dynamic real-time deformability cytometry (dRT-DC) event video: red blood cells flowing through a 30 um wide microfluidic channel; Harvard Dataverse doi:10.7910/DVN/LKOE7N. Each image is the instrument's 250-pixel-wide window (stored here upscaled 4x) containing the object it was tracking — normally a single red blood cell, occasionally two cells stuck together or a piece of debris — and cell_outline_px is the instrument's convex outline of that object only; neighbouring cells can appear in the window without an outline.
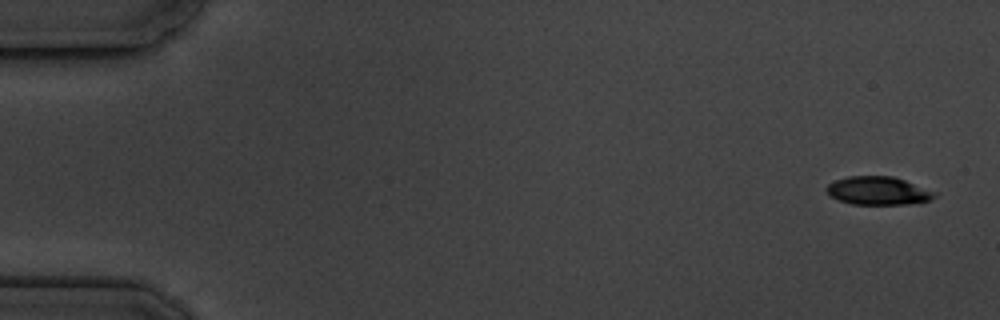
{"species": "common noctule bat (a hibernating species)", "species_latin": "Nyctalus noctula", "temperature_condition": "cold", "stored_images_in_passage": 7, "camera_frame_rate_fps": 3000, "um_per_image_px": 0.085, "animal": {"sex": "male", "body_mass_g": 19.5, "forearm_length_mm": 54.6}, "frame": {"image": 1, "passage_image": 1, "time_ms": 0.0, "image_size_px": [1000, 320], "cell_outline_px": [[940, 192], [936, 196], [920, 204], [852, 204], [840, 200], [832, 196], [824, 188], [828, 184], [836, 180], [848, 176], [892, 176]], "centroid_in_image_um": [74.71, 16.21], "position_along_channel_um": 10.3, "area_um2": 17.92}}
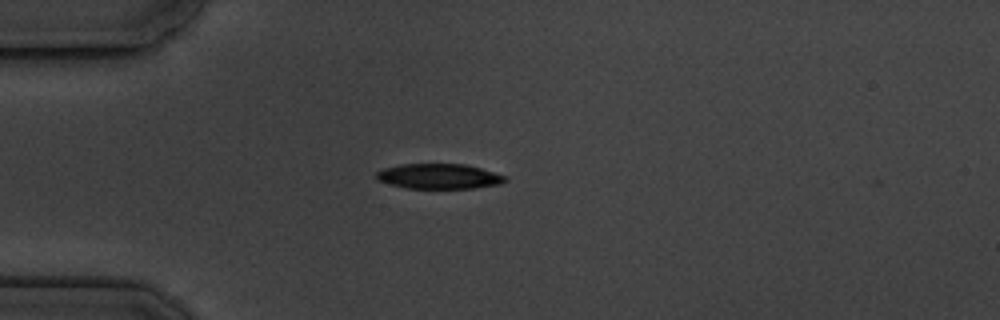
{"frame": {"image": 2, "passage_image": 5, "time_ms": 4.333, "image_size_px": [1000, 320], "cell_outline_px": [[508, 180], [500, 184], [476, 188], [404, 188], [380, 180], [376, 176], [376, 172], [384, 168], [400, 164], [464, 164], [480, 168], [508, 176]], "centroid_in_image_um": [37.37, 14.98], "position_along_channel_um": 47.6, "area_um2": 18.79}}
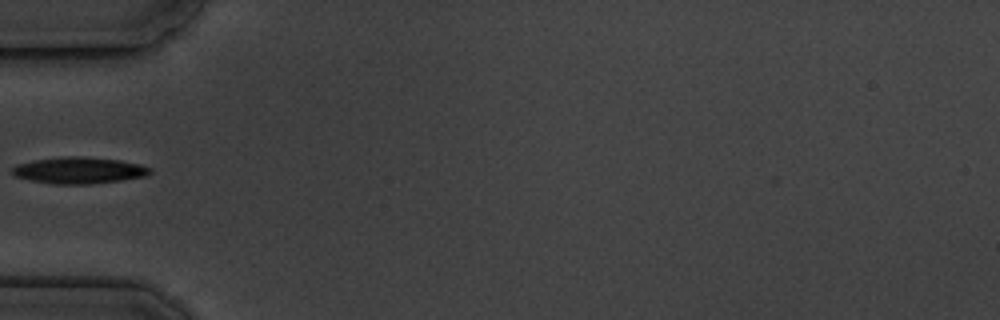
{"frame": {"image": 3, "passage_image": 6, "time_ms": 5.667, "image_size_px": [1000, 320], "cell_outline_px": [[152, 172], [148, 176], [92, 184], [52, 184], [28, 180], [16, 176], [12, 172], [12, 168], [16, 164], [36, 160], [64, 156], [80, 156], [120, 160], [140, 164], [152, 168]], "centroid_in_image_um": [6.74, 14.48], "position_along_channel_um": 78.3, "area_um2": 21.39}}